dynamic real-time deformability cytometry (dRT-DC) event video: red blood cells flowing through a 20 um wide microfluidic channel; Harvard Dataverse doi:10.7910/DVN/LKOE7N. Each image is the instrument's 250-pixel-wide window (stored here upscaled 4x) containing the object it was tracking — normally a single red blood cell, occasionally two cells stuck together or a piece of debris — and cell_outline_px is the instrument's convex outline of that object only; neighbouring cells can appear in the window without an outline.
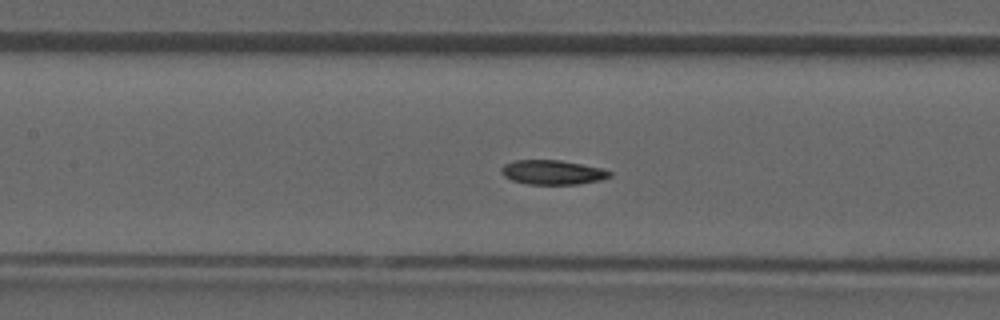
{"species": "common noctule bat (a hibernating species)", "species_latin": "Nyctalus noctula", "temperature_condition": "room temperature", "stored_images_in_passage": 47, "camera_frame_rate_fps": 3000, "um_per_image_px": 0.085, "animal": {"sex": "male", "forearm_length_mm": 52.5}, "frame": {"image": 1, "passage_image": 21, "time_ms": 6.667, "image_size_px": [1000, 320], "cell_outline_px": [[612, 176], [600, 180], [580, 184], [528, 184], [512, 180], [504, 176], [500, 172], [500, 168], [504, 164], [516, 160], [560, 160], [600, 168], [612, 172]], "centroid_in_image_um": [46.94, 14.65], "position_along_channel_um": 160.5, "area_um2": 15.37}}